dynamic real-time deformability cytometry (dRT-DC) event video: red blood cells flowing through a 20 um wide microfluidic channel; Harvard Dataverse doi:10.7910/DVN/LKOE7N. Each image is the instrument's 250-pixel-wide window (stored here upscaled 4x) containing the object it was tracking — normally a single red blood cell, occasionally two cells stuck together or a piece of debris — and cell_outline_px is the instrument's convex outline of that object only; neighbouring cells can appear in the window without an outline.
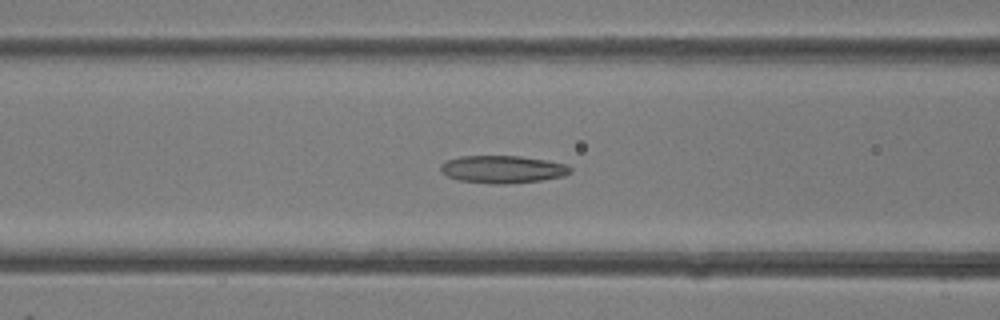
{"species": "common noctule bat (a hibernating species)", "species_latin": "Nyctalus noctula", "temperature_condition": "room temperature", "stored_images_in_passage": 27, "camera_frame_rate_fps": 3000, "um_per_image_px": 0.085, "animal": {"sex": "female"}, "frame": {"image": 1, "passage_image": 4, "time_ms": 1.0, "image_size_px": [1000, 320], "cell_outline_px": [[572, 172], [564, 176], [540, 180], [504, 184], [492, 184], [460, 180], [448, 176], [440, 168], [440, 164], [448, 160], [460, 156], [520, 156], [548, 160], [568, 164], [572, 168]], "centroid_in_image_um": [42.78, 14.38], "position_along_channel_um": 123.8, "area_um2": 20.81}}
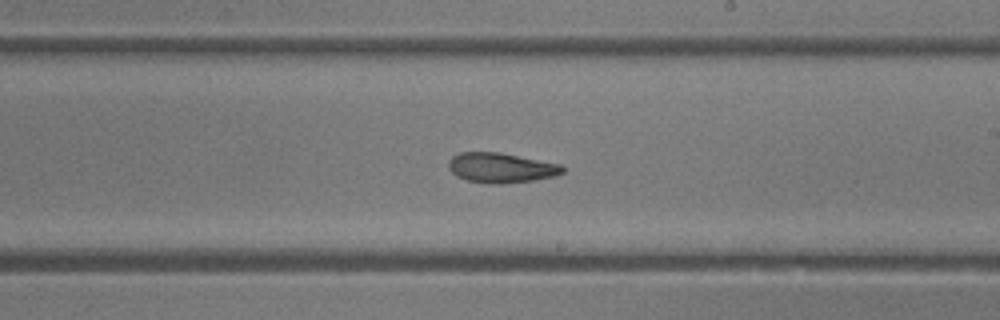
{"frame": {"image": 2, "passage_image": 11, "time_ms": 3.333, "image_size_px": [1000, 320], "cell_outline_px": [[564, 172], [556, 176], [532, 180], [500, 184], [488, 184], [464, 180], [456, 176], [448, 168], [448, 160], [452, 156], [460, 152], [500, 152], [560, 164], [564, 168]], "centroid_in_image_um": [42.55, 14.26], "position_along_channel_um": 246.5, "area_um2": 20.06}}
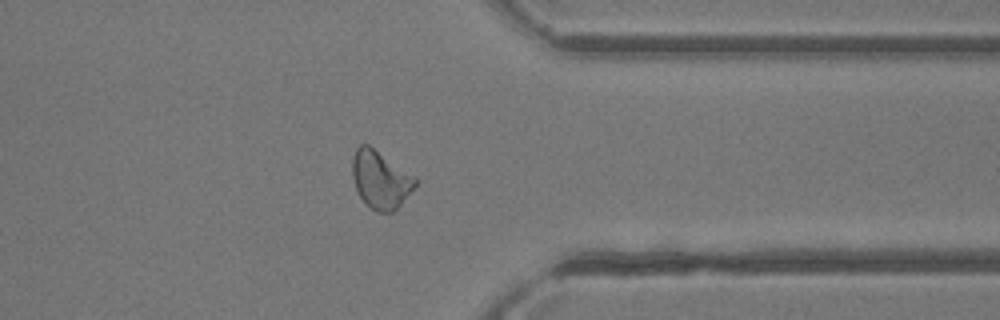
{"frame": {"image": 3, "passage_image": 19, "time_ms": 6.0, "image_size_px": [1000, 320], "cell_outline_px": [[416, 184], [400, 204], [392, 212], [376, 212], [368, 208], [360, 196], [356, 188], [352, 176], [352, 156], [356, 148], [360, 144], [368, 144], [416, 176]], "centroid_in_image_um": [32.31, 15.25], "position_along_channel_um": 379.1, "area_um2": 21.15}}